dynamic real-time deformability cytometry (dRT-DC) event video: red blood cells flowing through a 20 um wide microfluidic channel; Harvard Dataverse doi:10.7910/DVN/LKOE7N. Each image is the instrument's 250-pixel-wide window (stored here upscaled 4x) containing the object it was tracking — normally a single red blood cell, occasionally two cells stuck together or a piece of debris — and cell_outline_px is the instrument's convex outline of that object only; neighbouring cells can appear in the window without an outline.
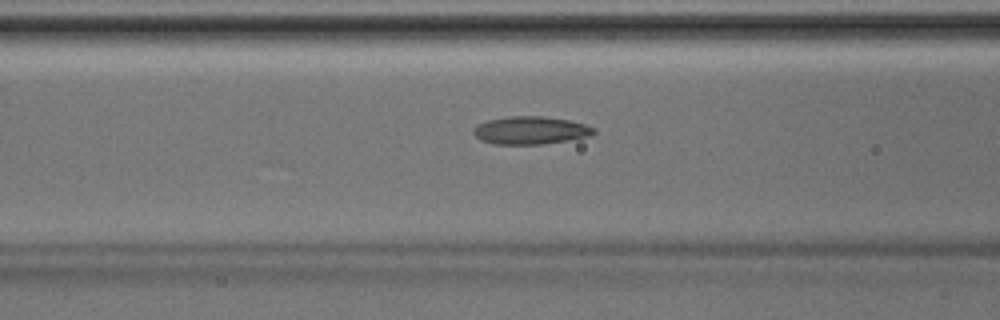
{"species": "Egyptian fruit bat (a non-hibernating species)", "species_latin": "Rousettus aegyptiacus", "temperature_condition": "room temperature", "stored_images_in_passage": 36, "camera_frame_rate_fps": 3000, "um_per_image_px": 0.085, "animal": {"sex": "male"}, "frame": {"image": 1, "passage_image": 9, "time_ms": 2.667, "image_size_px": [1000, 320], "cell_outline_px": [[596, 132], [592, 136], [540, 144], [496, 144], [480, 140], [472, 132], [472, 128], [476, 124], [488, 120], [512, 116], [544, 116], [568, 120], [584, 124], [596, 128]], "centroid_in_image_um": [45.09, 11.07], "position_along_channel_um": 121.5, "area_um2": 19.54}}
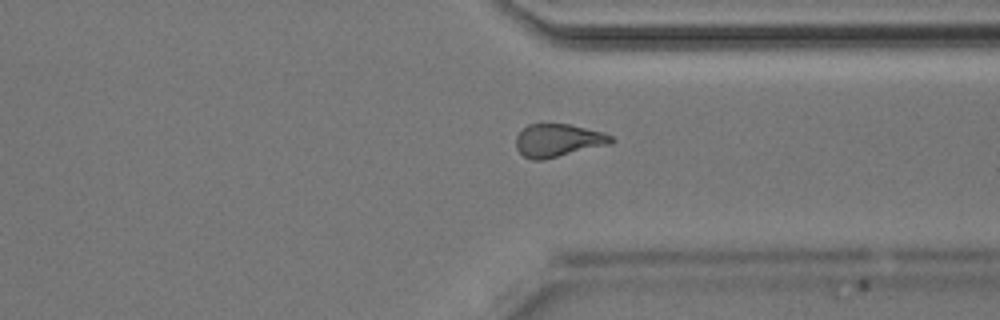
{"frame": {"image": 2, "passage_image": 25, "time_ms": 8.0, "image_size_px": [1000, 320], "cell_outline_px": [[616, 140], [612, 144], [544, 160], [532, 160], [524, 156], [516, 148], [516, 136], [528, 124], [568, 124], [604, 132], [612, 136]], "centroid_in_image_um": [47.48, 11.94], "position_along_channel_um": 363.9, "area_um2": 18.44}}
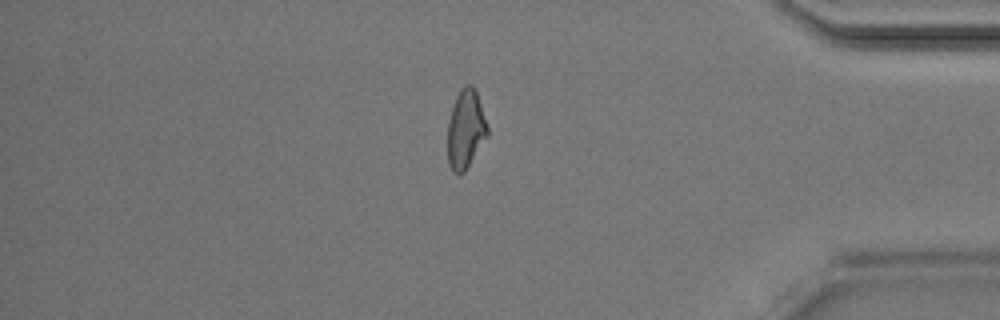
{"frame": {"image": 3, "passage_image": 29, "time_ms": 9.333, "image_size_px": [1000, 320], "cell_outline_px": [[488, 136], [464, 172], [460, 176], [452, 172], [448, 164], [448, 120], [456, 96], [460, 88], [464, 84], [472, 84], [476, 92], [488, 128]], "centroid_in_image_um": [39.56, 11.01], "position_along_channel_um": 395.6, "area_um2": 18.32}}